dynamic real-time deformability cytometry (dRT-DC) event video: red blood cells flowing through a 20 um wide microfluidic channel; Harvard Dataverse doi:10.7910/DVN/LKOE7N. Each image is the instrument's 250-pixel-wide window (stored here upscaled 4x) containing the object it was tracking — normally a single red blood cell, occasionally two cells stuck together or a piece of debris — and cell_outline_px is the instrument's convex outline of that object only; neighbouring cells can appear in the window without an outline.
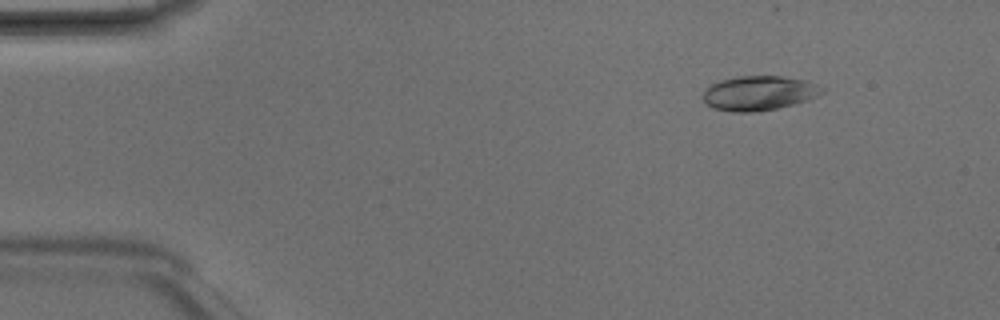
{"species": "Egyptian fruit bat (a non-hibernating species)", "species_latin": "Rousettus aegyptiacus", "temperature_condition": "room temperature", "stored_images_in_passage": 4, "camera_frame_rate_fps": 3000, "um_per_image_px": 0.085, "animal": {"sex": "male"}, "frame": {"image": 1, "passage_image": 2, "time_ms": 0.333, "image_size_px": [1000, 320], "cell_outline_px": [[824, 92], [808, 100], [776, 108], [756, 112], [732, 112], [712, 108], [704, 104], [704, 92], [712, 84], [720, 80], [740, 76], [784, 76], [808, 80], [824, 88]], "centroid_in_image_um": [64.52, 7.91], "position_along_channel_um": 20.5, "area_um2": 23.99}}